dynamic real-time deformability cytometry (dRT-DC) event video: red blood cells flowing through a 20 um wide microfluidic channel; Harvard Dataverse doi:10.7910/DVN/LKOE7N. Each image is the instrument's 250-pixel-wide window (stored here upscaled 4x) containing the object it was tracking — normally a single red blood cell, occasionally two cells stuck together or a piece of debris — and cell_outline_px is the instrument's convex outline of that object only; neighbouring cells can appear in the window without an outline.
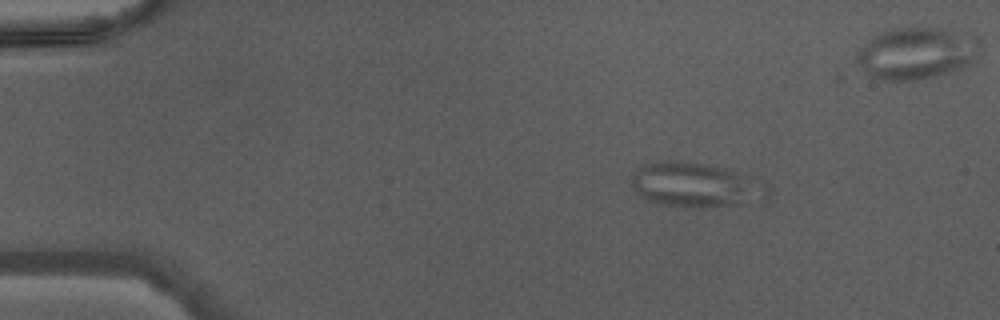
{"species": "Egyptian fruit bat (a non-hibernating species)", "species_latin": "Rousettus aegyptiacus", "temperature_condition": "warm", "stored_images_in_passage": 40, "camera_frame_rate_fps": 3000, "um_per_image_px": 0.085, "animal": {"sex": "male"}, "frame": {"image": 1, "passage_image": 1, "time_ms": 0.0, "image_size_px": [1000, 320], "cell_outline_px": [[744, 204], [656, 204], [640, 196], [636, 192], [632, 184], [632, 176], [640, 168], [656, 160], [680, 160], [708, 164], [724, 168], [732, 172], [736, 176], [740, 188]], "centroid_in_image_um": [58.37, 15.61], "position_along_channel_um": 26.6, "area_um2": 29.48}}
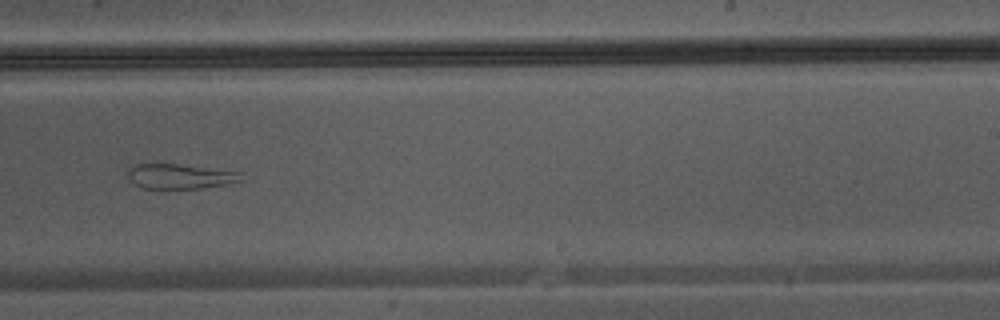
{"frame": {"image": 2, "passage_image": 23, "time_ms": 7.333, "image_size_px": [1000, 320], "cell_outline_px": [[244, 180], [228, 184], [200, 188], [144, 188], [136, 184], [128, 176], [128, 168], [136, 164], [176, 164], [244, 172]], "centroid_in_image_um": [15.39, 14.98], "position_along_channel_um": 273.6, "area_um2": 16.36}}
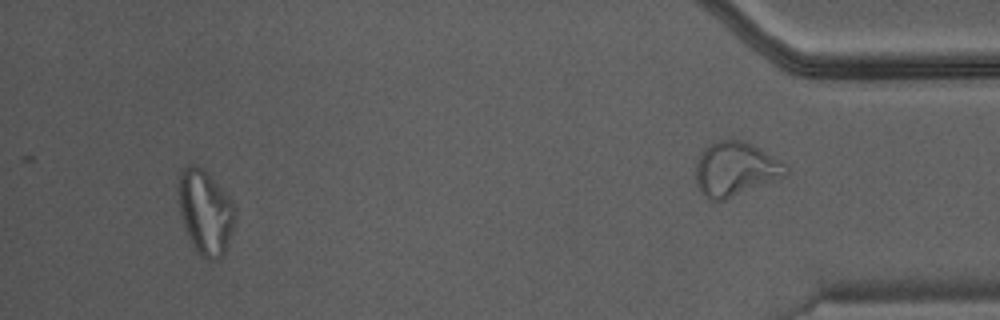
{"frame": {"image": 3, "passage_image": 37, "time_ms": 12.0, "image_size_px": [1000, 320], "cell_outline_px": [[232, 224], [228, 244], [224, 252], [220, 256], [212, 260], [208, 260], [200, 256], [196, 252], [188, 236], [180, 216], [180, 172], [188, 164], [196, 164], [212, 180], [232, 204]], "centroid_in_image_um": [17.39, 18.09], "position_along_channel_um": 417.8, "area_um2": 26.3}}